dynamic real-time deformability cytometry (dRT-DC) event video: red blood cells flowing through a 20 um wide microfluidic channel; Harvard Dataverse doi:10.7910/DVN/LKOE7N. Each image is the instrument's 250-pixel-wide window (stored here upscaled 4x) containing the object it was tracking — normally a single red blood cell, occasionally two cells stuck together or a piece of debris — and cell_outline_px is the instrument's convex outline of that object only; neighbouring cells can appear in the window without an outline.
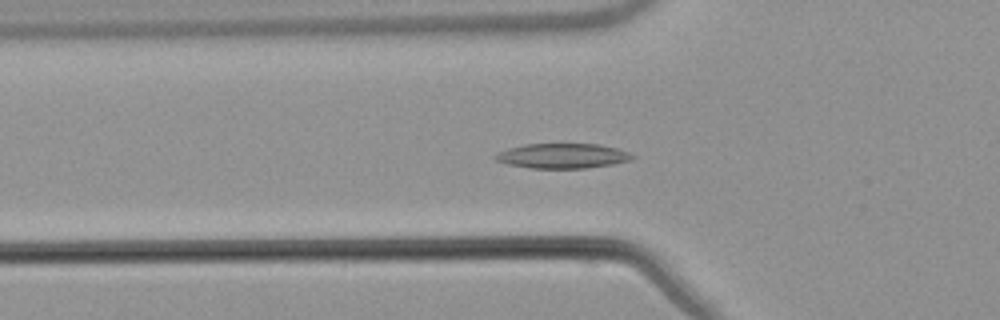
{"species": "common noctule bat (a hibernating species)", "species_latin": "Nyctalus noctula", "temperature_condition": "warm", "stored_images_in_passage": 37, "camera_frame_rate_fps": 3000, "um_per_image_px": 0.085, "animal": {"sex": "male", "body_mass_g": 21.5, "forearm_length_mm": 52.0}, "frame": {"image": 1, "passage_image": 11, "time_ms": 3.333, "image_size_px": [1000, 320], "cell_outline_px": [[636, 156], [632, 160], [612, 164], [584, 168], [532, 168], [508, 164], [496, 160], [492, 156], [508, 148], [524, 144], [600, 144], [616, 148], [628, 152]], "centroid_in_image_um": [47.83, 13.24], "position_along_channel_um": 78.0, "area_um2": 19.77}}
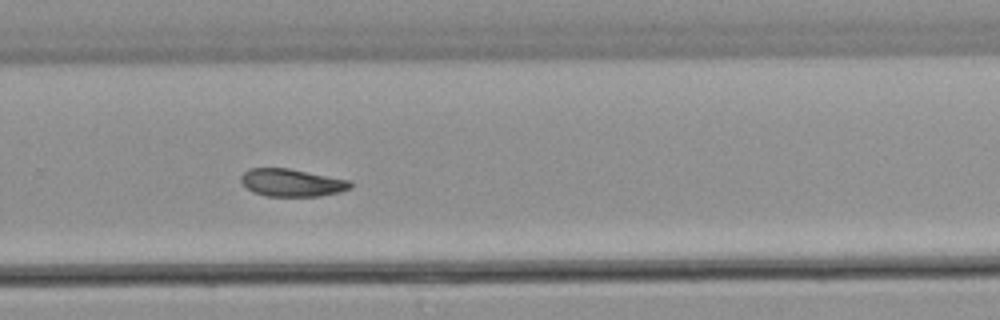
{"frame": {"image": 2, "passage_image": 29, "time_ms": 9.333, "image_size_px": [1000, 320], "cell_outline_px": [[352, 188], [340, 192], [320, 196], [268, 196], [252, 192], [240, 180], [240, 176], [248, 168], [288, 168], [352, 180]], "centroid_in_image_um": [24.84, 15.52], "position_along_channel_um": 305.0, "area_um2": 17.74}}
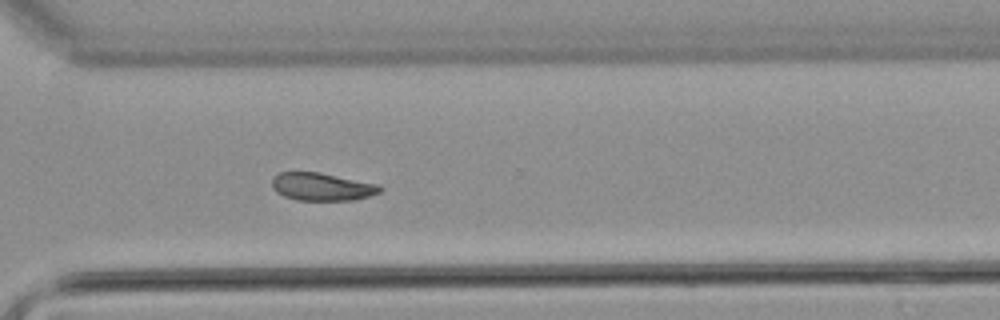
{"frame": {"image": 3, "passage_image": 32, "time_ms": 10.333, "image_size_px": [1000, 320], "cell_outline_px": [[384, 188], [380, 192], [368, 196], [352, 200], [296, 200], [284, 196], [276, 192], [272, 188], [272, 176], [280, 172], [320, 172], [380, 184]], "centroid_in_image_um": [27.36, 15.86], "position_along_channel_um": 343.2, "area_um2": 17.69}, "authors_computed_cell_mechanics": {"area_um2": 18.4382, "velocity_mm_per_s": 3.783, "shape_relaxation_time_tau1_ms": 5.4231, "shape_relaxation_time_tau2_ms": null, "deformation_change_tau1": 0.1209, "deformation_change_tau2": null}}